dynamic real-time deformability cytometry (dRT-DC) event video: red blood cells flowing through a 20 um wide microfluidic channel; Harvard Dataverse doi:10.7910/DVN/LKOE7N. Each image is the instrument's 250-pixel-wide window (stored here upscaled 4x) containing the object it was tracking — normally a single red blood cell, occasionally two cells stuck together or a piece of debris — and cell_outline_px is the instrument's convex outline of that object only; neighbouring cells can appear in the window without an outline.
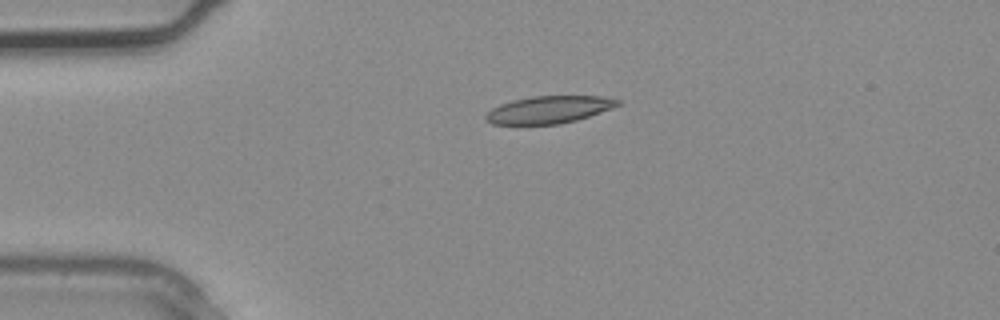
{"species": "common noctule bat (a hibernating species)", "species_latin": "Nyctalus noctula", "temperature_condition": "warm", "stored_images_in_passage": 3, "camera_frame_rate_fps": 3000, "um_per_image_px": 0.085, "animal": {"sex": "male", "body_mass_g": 20.4}, "frame": {"image": 1, "passage_image": 3, "time_ms": 0.667, "image_size_px": [1000, 320], "cell_outline_px": [[620, 104], [612, 108], [576, 120], [560, 124], [492, 124], [484, 120], [484, 116], [492, 108], [500, 104], [512, 100], [532, 96], [604, 96], [620, 100]], "centroid_in_image_um": [46.63, 9.32], "position_along_channel_um": 38.4, "area_um2": 20.98}}